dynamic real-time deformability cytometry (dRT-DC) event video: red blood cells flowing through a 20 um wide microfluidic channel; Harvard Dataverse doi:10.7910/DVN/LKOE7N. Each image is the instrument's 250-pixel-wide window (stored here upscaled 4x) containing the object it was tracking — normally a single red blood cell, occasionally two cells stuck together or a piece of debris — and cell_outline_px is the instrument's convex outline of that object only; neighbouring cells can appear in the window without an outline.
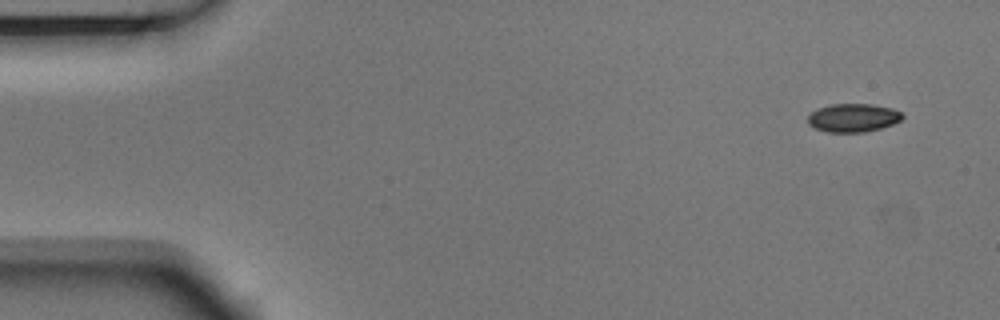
{"species": "Egyptian fruit bat (a non-hibernating species)", "species_latin": "Rousettus aegyptiacus", "temperature_condition": "room temperature", "stored_images_in_passage": 7, "camera_frame_rate_fps": 3000, "um_per_image_px": 0.085, "animal": {"sex": "male"}, "frame": {"image": 1, "passage_image": 1, "time_ms": 0.0, "image_size_px": [1000, 320], "cell_outline_px": [[904, 116], [900, 120], [892, 124], [880, 128], [864, 132], [828, 132], [812, 128], [808, 124], [808, 116], [816, 108], [832, 104], [872, 104], [892, 108], [900, 112]], "centroid_in_image_um": [72.48, 10.01], "position_along_channel_um": 12.5, "area_um2": 15.66}}
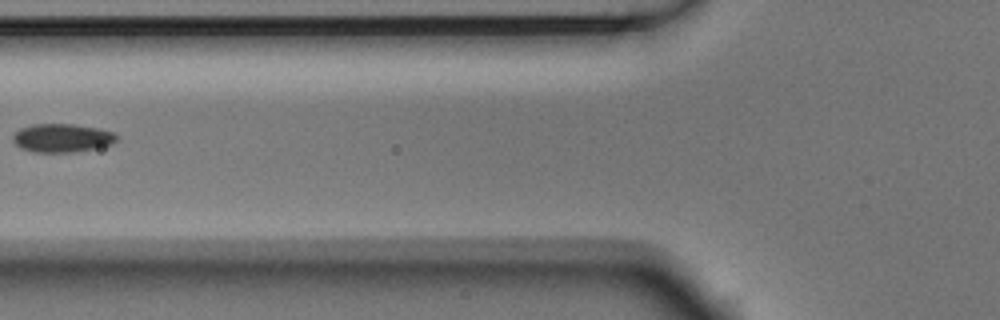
{"frame": {"image": 2, "passage_image": 6, "time_ms": 1.667, "image_size_px": [1000, 320], "cell_outline_px": [[116, 140], [112, 144], [96, 148], [72, 152], [32, 152], [20, 148], [12, 140], [12, 136], [20, 128], [32, 124], [76, 124], [100, 128], [112, 132], [116, 136]], "centroid_in_image_um": [5.25, 11.72], "position_along_channel_um": 120.6, "area_um2": 17.28}}
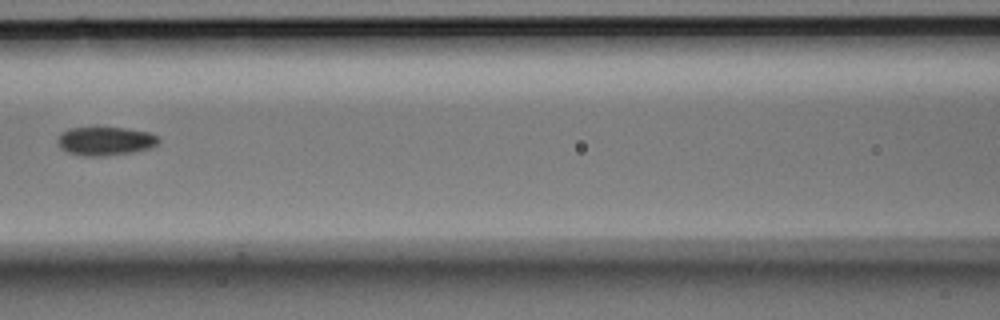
{"frame": {"image": 3, "passage_image": 7, "time_ms": 2.0, "image_size_px": [1000, 320], "cell_outline_px": [[160, 144], [152, 148], [136, 152], [104, 156], [80, 156], [68, 152], [60, 148], [56, 140], [60, 132], [68, 128], [124, 128], [148, 132], [160, 136]], "centroid_in_image_um": [8.98, 12.0], "position_along_channel_um": 157.6, "area_um2": 17.22}}